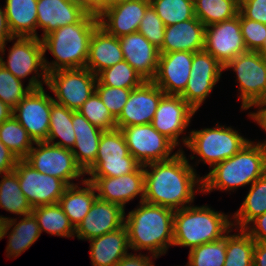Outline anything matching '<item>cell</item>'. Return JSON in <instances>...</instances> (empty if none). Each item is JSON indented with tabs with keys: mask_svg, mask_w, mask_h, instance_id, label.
<instances>
[{
	"mask_svg": "<svg viewBox=\"0 0 266 266\" xmlns=\"http://www.w3.org/2000/svg\"><path fill=\"white\" fill-rule=\"evenodd\" d=\"M182 150L165 161L151 162L144 166V200L174 211L193 202L195 184L202 187V178L189 165ZM150 167L151 170L145 169ZM186 205V206H185Z\"/></svg>",
	"mask_w": 266,
	"mask_h": 266,
	"instance_id": "cell-1",
	"label": "cell"
},
{
	"mask_svg": "<svg viewBox=\"0 0 266 266\" xmlns=\"http://www.w3.org/2000/svg\"><path fill=\"white\" fill-rule=\"evenodd\" d=\"M125 218L129 245L133 250L146 249L157 258L173 246L174 210L160 205L139 202Z\"/></svg>",
	"mask_w": 266,
	"mask_h": 266,
	"instance_id": "cell-2",
	"label": "cell"
},
{
	"mask_svg": "<svg viewBox=\"0 0 266 266\" xmlns=\"http://www.w3.org/2000/svg\"><path fill=\"white\" fill-rule=\"evenodd\" d=\"M98 26V16L90 11L80 22L60 27L42 38L44 54L48 49L56 58L52 63L44 58L47 74L60 69L85 68L90 38Z\"/></svg>",
	"mask_w": 266,
	"mask_h": 266,
	"instance_id": "cell-3",
	"label": "cell"
},
{
	"mask_svg": "<svg viewBox=\"0 0 266 266\" xmlns=\"http://www.w3.org/2000/svg\"><path fill=\"white\" fill-rule=\"evenodd\" d=\"M266 173V151L249 141L234 156L216 164L202 178L200 192L214 189L233 190L252 184Z\"/></svg>",
	"mask_w": 266,
	"mask_h": 266,
	"instance_id": "cell-4",
	"label": "cell"
},
{
	"mask_svg": "<svg viewBox=\"0 0 266 266\" xmlns=\"http://www.w3.org/2000/svg\"><path fill=\"white\" fill-rule=\"evenodd\" d=\"M228 215L207 206H187L176 210L173 216V246L190 250L207 242L219 240L233 225Z\"/></svg>",
	"mask_w": 266,
	"mask_h": 266,
	"instance_id": "cell-5",
	"label": "cell"
},
{
	"mask_svg": "<svg viewBox=\"0 0 266 266\" xmlns=\"http://www.w3.org/2000/svg\"><path fill=\"white\" fill-rule=\"evenodd\" d=\"M249 140L243 138L231 127L218 125L215 128H206L191 131L189 137H183V143L200 160L208 163L210 167L234 156Z\"/></svg>",
	"mask_w": 266,
	"mask_h": 266,
	"instance_id": "cell-6",
	"label": "cell"
},
{
	"mask_svg": "<svg viewBox=\"0 0 266 266\" xmlns=\"http://www.w3.org/2000/svg\"><path fill=\"white\" fill-rule=\"evenodd\" d=\"M141 164L129 153L120 129L103 131L95 163L85 172L92 177H119L134 172Z\"/></svg>",
	"mask_w": 266,
	"mask_h": 266,
	"instance_id": "cell-7",
	"label": "cell"
},
{
	"mask_svg": "<svg viewBox=\"0 0 266 266\" xmlns=\"http://www.w3.org/2000/svg\"><path fill=\"white\" fill-rule=\"evenodd\" d=\"M232 68L240 83L242 109L266 103V57L259 51H246L229 61L224 69Z\"/></svg>",
	"mask_w": 266,
	"mask_h": 266,
	"instance_id": "cell-8",
	"label": "cell"
},
{
	"mask_svg": "<svg viewBox=\"0 0 266 266\" xmlns=\"http://www.w3.org/2000/svg\"><path fill=\"white\" fill-rule=\"evenodd\" d=\"M97 76L87 68L60 69L48 73L46 85L54 92L58 104L77 111L93 94Z\"/></svg>",
	"mask_w": 266,
	"mask_h": 266,
	"instance_id": "cell-9",
	"label": "cell"
},
{
	"mask_svg": "<svg viewBox=\"0 0 266 266\" xmlns=\"http://www.w3.org/2000/svg\"><path fill=\"white\" fill-rule=\"evenodd\" d=\"M34 144L38 148L33 146L24 160L38 172L57 177L68 186L75 185L71 181L85 174L70 149L46 141Z\"/></svg>",
	"mask_w": 266,
	"mask_h": 266,
	"instance_id": "cell-10",
	"label": "cell"
},
{
	"mask_svg": "<svg viewBox=\"0 0 266 266\" xmlns=\"http://www.w3.org/2000/svg\"><path fill=\"white\" fill-rule=\"evenodd\" d=\"M129 153L141 164L165 161L173 158L170 156L176 147L168 138L159 133L153 125H130L120 129Z\"/></svg>",
	"mask_w": 266,
	"mask_h": 266,
	"instance_id": "cell-11",
	"label": "cell"
},
{
	"mask_svg": "<svg viewBox=\"0 0 266 266\" xmlns=\"http://www.w3.org/2000/svg\"><path fill=\"white\" fill-rule=\"evenodd\" d=\"M13 172L32 208L57 204L68 187L63 180L38 172L24 159L17 161Z\"/></svg>",
	"mask_w": 266,
	"mask_h": 266,
	"instance_id": "cell-12",
	"label": "cell"
},
{
	"mask_svg": "<svg viewBox=\"0 0 266 266\" xmlns=\"http://www.w3.org/2000/svg\"><path fill=\"white\" fill-rule=\"evenodd\" d=\"M43 88L31 89L12 114L34 142L47 141L49 132L51 105L54 101Z\"/></svg>",
	"mask_w": 266,
	"mask_h": 266,
	"instance_id": "cell-13",
	"label": "cell"
},
{
	"mask_svg": "<svg viewBox=\"0 0 266 266\" xmlns=\"http://www.w3.org/2000/svg\"><path fill=\"white\" fill-rule=\"evenodd\" d=\"M204 50L223 66L247 51L237 16L220 23L205 26Z\"/></svg>",
	"mask_w": 266,
	"mask_h": 266,
	"instance_id": "cell-14",
	"label": "cell"
},
{
	"mask_svg": "<svg viewBox=\"0 0 266 266\" xmlns=\"http://www.w3.org/2000/svg\"><path fill=\"white\" fill-rule=\"evenodd\" d=\"M17 40L9 50L8 60L5 62L0 55V64L16 78L22 80L33 71L37 78L47 83V71L44 65V50L40 38L16 37ZM38 69L42 70L41 74Z\"/></svg>",
	"mask_w": 266,
	"mask_h": 266,
	"instance_id": "cell-15",
	"label": "cell"
},
{
	"mask_svg": "<svg viewBox=\"0 0 266 266\" xmlns=\"http://www.w3.org/2000/svg\"><path fill=\"white\" fill-rule=\"evenodd\" d=\"M165 93L153 81H145L132 89L131 94L116 119V127L121 129L130 125H145L153 121L161 97Z\"/></svg>",
	"mask_w": 266,
	"mask_h": 266,
	"instance_id": "cell-16",
	"label": "cell"
},
{
	"mask_svg": "<svg viewBox=\"0 0 266 266\" xmlns=\"http://www.w3.org/2000/svg\"><path fill=\"white\" fill-rule=\"evenodd\" d=\"M195 112L180 95L164 94L151 124L177 146L179 135L188 127Z\"/></svg>",
	"mask_w": 266,
	"mask_h": 266,
	"instance_id": "cell-17",
	"label": "cell"
},
{
	"mask_svg": "<svg viewBox=\"0 0 266 266\" xmlns=\"http://www.w3.org/2000/svg\"><path fill=\"white\" fill-rule=\"evenodd\" d=\"M98 191L97 197L121 206L140 195L144 200V166L140 165L134 172L119 177H91L86 179Z\"/></svg>",
	"mask_w": 266,
	"mask_h": 266,
	"instance_id": "cell-18",
	"label": "cell"
},
{
	"mask_svg": "<svg viewBox=\"0 0 266 266\" xmlns=\"http://www.w3.org/2000/svg\"><path fill=\"white\" fill-rule=\"evenodd\" d=\"M125 210L100 198H96L91 209L75 228L78 239L90 240L124 226Z\"/></svg>",
	"mask_w": 266,
	"mask_h": 266,
	"instance_id": "cell-19",
	"label": "cell"
},
{
	"mask_svg": "<svg viewBox=\"0 0 266 266\" xmlns=\"http://www.w3.org/2000/svg\"><path fill=\"white\" fill-rule=\"evenodd\" d=\"M193 52L160 53L156 76L152 80L166 95H181L190 78Z\"/></svg>",
	"mask_w": 266,
	"mask_h": 266,
	"instance_id": "cell-20",
	"label": "cell"
},
{
	"mask_svg": "<svg viewBox=\"0 0 266 266\" xmlns=\"http://www.w3.org/2000/svg\"><path fill=\"white\" fill-rule=\"evenodd\" d=\"M89 8L77 0H38L37 28L43 29V37L60 27L80 22Z\"/></svg>",
	"mask_w": 266,
	"mask_h": 266,
	"instance_id": "cell-21",
	"label": "cell"
},
{
	"mask_svg": "<svg viewBox=\"0 0 266 266\" xmlns=\"http://www.w3.org/2000/svg\"><path fill=\"white\" fill-rule=\"evenodd\" d=\"M149 6V0H127L119 3L98 16L99 26L117 38L138 32L140 21Z\"/></svg>",
	"mask_w": 266,
	"mask_h": 266,
	"instance_id": "cell-22",
	"label": "cell"
},
{
	"mask_svg": "<svg viewBox=\"0 0 266 266\" xmlns=\"http://www.w3.org/2000/svg\"><path fill=\"white\" fill-rule=\"evenodd\" d=\"M126 60L145 81H152L156 76L159 49L149 42L141 33L134 32L119 38Z\"/></svg>",
	"mask_w": 266,
	"mask_h": 266,
	"instance_id": "cell-23",
	"label": "cell"
},
{
	"mask_svg": "<svg viewBox=\"0 0 266 266\" xmlns=\"http://www.w3.org/2000/svg\"><path fill=\"white\" fill-rule=\"evenodd\" d=\"M205 25L197 18L165 26L160 53L174 51L198 52L204 49Z\"/></svg>",
	"mask_w": 266,
	"mask_h": 266,
	"instance_id": "cell-24",
	"label": "cell"
},
{
	"mask_svg": "<svg viewBox=\"0 0 266 266\" xmlns=\"http://www.w3.org/2000/svg\"><path fill=\"white\" fill-rule=\"evenodd\" d=\"M124 60L119 38L98 26L89 42V56L85 68L96 76L106 68Z\"/></svg>",
	"mask_w": 266,
	"mask_h": 266,
	"instance_id": "cell-25",
	"label": "cell"
},
{
	"mask_svg": "<svg viewBox=\"0 0 266 266\" xmlns=\"http://www.w3.org/2000/svg\"><path fill=\"white\" fill-rule=\"evenodd\" d=\"M72 125L76 139L71 151L78 165L86 172L95 163L103 130L92 125L79 111L74 110Z\"/></svg>",
	"mask_w": 266,
	"mask_h": 266,
	"instance_id": "cell-26",
	"label": "cell"
},
{
	"mask_svg": "<svg viewBox=\"0 0 266 266\" xmlns=\"http://www.w3.org/2000/svg\"><path fill=\"white\" fill-rule=\"evenodd\" d=\"M90 257L93 266H115L126 256L129 238L126 226L89 240Z\"/></svg>",
	"mask_w": 266,
	"mask_h": 266,
	"instance_id": "cell-27",
	"label": "cell"
},
{
	"mask_svg": "<svg viewBox=\"0 0 266 266\" xmlns=\"http://www.w3.org/2000/svg\"><path fill=\"white\" fill-rule=\"evenodd\" d=\"M0 222L2 223L1 239L7 234L8 230L14 226L8 236L9 242L6 248L7 257L9 256V258L21 255V253L25 252V250L36 242L41 235L37 219L32 213L24 216L18 223H16V219H9L8 217L2 216H0Z\"/></svg>",
	"mask_w": 266,
	"mask_h": 266,
	"instance_id": "cell-28",
	"label": "cell"
},
{
	"mask_svg": "<svg viewBox=\"0 0 266 266\" xmlns=\"http://www.w3.org/2000/svg\"><path fill=\"white\" fill-rule=\"evenodd\" d=\"M38 0H6L5 13L7 24L13 37H38L37 29Z\"/></svg>",
	"mask_w": 266,
	"mask_h": 266,
	"instance_id": "cell-29",
	"label": "cell"
},
{
	"mask_svg": "<svg viewBox=\"0 0 266 266\" xmlns=\"http://www.w3.org/2000/svg\"><path fill=\"white\" fill-rule=\"evenodd\" d=\"M82 181L85 188L76 184L68 186L58 202L74 228L87 215L97 198L94 186L86 179Z\"/></svg>",
	"mask_w": 266,
	"mask_h": 266,
	"instance_id": "cell-30",
	"label": "cell"
},
{
	"mask_svg": "<svg viewBox=\"0 0 266 266\" xmlns=\"http://www.w3.org/2000/svg\"><path fill=\"white\" fill-rule=\"evenodd\" d=\"M73 110L55 101L51 105L50 124L47 141L56 146L72 150L75 145V132L72 125ZM61 138L55 142L56 138Z\"/></svg>",
	"mask_w": 266,
	"mask_h": 266,
	"instance_id": "cell-31",
	"label": "cell"
},
{
	"mask_svg": "<svg viewBox=\"0 0 266 266\" xmlns=\"http://www.w3.org/2000/svg\"><path fill=\"white\" fill-rule=\"evenodd\" d=\"M31 213L37 219L41 233L45 231L51 235L63 237L75 235V228L58 203L34 207Z\"/></svg>",
	"mask_w": 266,
	"mask_h": 266,
	"instance_id": "cell-32",
	"label": "cell"
},
{
	"mask_svg": "<svg viewBox=\"0 0 266 266\" xmlns=\"http://www.w3.org/2000/svg\"><path fill=\"white\" fill-rule=\"evenodd\" d=\"M266 212V173L251 184L249 193L234 218L240 229L251 224L256 217Z\"/></svg>",
	"mask_w": 266,
	"mask_h": 266,
	"instance_id": "cell-33",
	"label": "cell"
},
{
	"mask_svg": "<svg viewBox=\"0 0 266 266\" xmlns=\"http://www.w3.org/2000/svg\"><path fill=\"white\" fill-rule=\"evenodd\" d=\"M194 13L205 26L229 20L239 13V0H194Z\"/></svg>",
	"mask_w": 266,
	"mask_h": 266,
	"instance_id": "cell-34",
	"label": "cell"
},
{
	"mask_svg": "<svg viewBox=\"0 0 266 266\" xmlns=\"http://www.w3.org/2000/svg\"><path fill=\"white\" fill-rule=\"evenodd\" d=\"M0 207L20 216H27L33 210L14 172L4 174L0 181Z\"/></svg>",
	"mask_w": 266,
	"mask_h": 266,
	"instance_id": "cell-35",
	"label": "cell"
},
{
	"mask_svg": "<svg viewBox=\"0 0 266 266\" xmlns=\"http://www.w3.org/2000/svg\"><path fill=\"white\" fill-rule=\"evenodd\" d=\"M0 141L18 160L25 159L35 143L13 115L0 124Z\"/></svg>",
	"mask_w": 266,
	"mask_h": 266,
	"instance_id": "cell-36",
	"label": "cell"
},
{
	"mask_svg": "<svg viewBox=\"0 0 266 266\" xmlns=\"http://www.w3.org/2000/svg\"><path fill=\"white\" fill-rule=\"evenodd\" d=\"M226 233V257L224 266H253L255 241L244 230L239 234Z\"/></svg>",
	"mask_w": 266,
	"mask_h": 266,
	"instance_id": "cell-37",
	"label": "cell"
},
{
	"mask_svg": "<svg viewBox=\"0 0 266 266\" xmlns=\"http://www.w3.org/2000/svg\"><path fill=\"white\" fill-rule=\"evenodd\" d=\"M42 81L32 76L26 88L22 80L16 78L11 72L0 64V100L14 109L31 91L43 87Z\"/></svg>",
	"mask_w": 266,
	"mask_h": 266,
	"instance_id": "cell-38",
	"label": "cell"
},
{
	"mask_svg": "<svg viewBox=\"0 0 266 266\" xmlns=\"http://www.w3.org/2000/svg\"><path fill=\"white\" fill-rule=\"evenodd\" d=\"M97 80L106 86L135 89L141 86L144 78L126 61L106 68L97 75Z\"/></svg>",
	"mask_w": 266,
	"mask_h": 266,
	"instance_id": "cell-39",
	"label": "cell"
},
{
	"mask_svg": "<svg viewBox=\"0 0 266 266\" xmlns=\"http://www.w3.org/2000/svg\"><path fill=\"white\" fill-rule=\"evenodd\" d=\"M165 26L193 19L194 0H149Z\"/></svg>",
	"mask_w": 266,
	"mask_h": 266,
	"instance_id": "cell-40",
	"label": "cell"
},
{
	"mask_svg": "<svg viewBox=\"0 0 266 266\" xmlns=\"http://www.w3.org/2000/svg\"><path fill=\"white\" fill-rule=\"evenodd\" d=\"M225 257L226 235L189 250V262L186 266H224Z\"/></svg>",
	"mask_w": 266,
	"mask_h": 266,
	"instance_id": "cell-41",
	"label": "cell"
},
{
	"mask_svg": "<svg viewBox=\"0 0 266 266\" xmlns=\"http://www.w3.org/2000/svg\"><path fill=\"white\" fill-rule=\"evenodd\" d=\"M77 111L92 125L103 131L117 128L116 119L104 105L96 91L93 92Z\"/></svg>",
	"mask_w": 266,
	"mask_h": 266,
	"instance_id": "cell-42",
	"label": "cell"
},
{
	"mask_svg": "<svg viewBox=\"0 0 266 266\" xmlns=\"http://www.w3.org/2000/svg\"><path fill=\"white\" fill-rule=\"evenodd\" d=\"M219 79L220 76L190 75L187 86L180 96L197 111Z\"/></svg>",
	"mask_w": 266,
	"mask_h": 266,
	"instance_id": "cell-43",
	"label": "cell"
},
{
	"mask_svg": "<svg viewBox=\"0 0 266 266\" xmlns=\"http://www.w3.org/2000/svg\"><path fill=\"white\" fill-rule=\"evenodd\" d=\"M95 91L112 116L117 119L126 104L132 89L102 85L98 80Z\"/></svg>",
	"mask_w": 266,
	"mask_h": 266,
	"instance_id": "cell-44",
	"label": "cell"
},
{
	"mask_svg": "<svg viewBox=\"0 0 266 266\" xmlns=\"http://www.w3.org/2000/svg\"><path fill=\"white\" fill-rule=\"evenodd\" d=\"M138 32L158 49L161 48L164 40L165 25L151 5L147 8L143 19L140 21Z\"/></svg>",
	"mask_w": 266,
	"mask_h": 266,
	"instance_id": "cell-45",
	"label": "cell"
},
{
	"mask_svg": "<svg viewBox=\"0 0 266 266\" xmlns=\"http://www.w3.org/2000/svg\"><path fill=\"white\" fill-rule=\"evenodd\" d=\"M240 27L247 51H259L266 40V24L245 18L240 13Z\"/></svg>",
	"mask_w": 266,
	"mask_h": 266,
	"instance_id": "cell-46",
	"label": "cell"
},
{
	"mask_svg": "<svg viewBox=\"0 0 266 266\" xmlns=\"http://www.w3.org/2000/svg\"><path fill=\"white\" fill-rule=\"evenodd\" d=\"M224 66L204 49L193 54L190 75L221 76Z\"/></svg>",
	"mask_w": 266,
	"mask_h": 266,
	"instance_id": "cell-47",
	"label": "cell"
},
{
	"mask_svg": "<svg viewBox=\"0 0 266 266\" xmlns=\"http://www.w3.org/2000/svg\"><path fill=\"white\" fill-rule=\"evenodd\" d=\"M239 12L245 18L266 24V0H239Z\"/></svg>",
	"mask_w": 266,
	"mask_h": 266,
	"instance_id": "cell-48",
	"label": "cell"
},
{
	"mask_svg": "<svg viewBox=\"0 0 266 266\" xmlns=\"http://www.w3.org/2000/svg\"><path fill=\"white\" fill-rule=\"evenodd\" d=\"M254 226L251 228L249 225L244 230L251 236L255 242L266 243V212L253 219Z\"/></svg>",
	"mask_w": 266,
	"mask_h": 266,
	"instance_id": "cell-49",
	"label": "cell"
},
{
	"mask_svg": "<svg viewBox=\"0 0 266 266\" xmlns=\"http://www.w3.org/2000/svg\"><path fill=\"white\" fill-rule=\"evenodd\" d=\"M17 161L16 156L0 141V174L13 172Z\"/></svg>",
	"mask_w": 266,
	"mask_h": 266,
	"instance_id": "cell-50",
	"label": "cell"
},
{
	"mask_svg": "<svg viewBox=\"0 0 266 266\" xmlns=\"http://www.w3.org/2000/svg\"><path fill=\"white\" fill-rule=\"evenodd\" d=\"M115 266H154L149 256L127 254Z\"/></svg>",
	"mask_w": 266,
	"mask_h": 266,
	"instance_id": "cell-51",
	"label": "cell"
},
{
	"mask_svg": "<svg viewBox=\"0 0 266 266\" xmlns=\"http://www.w3.org/2000/svg\"><path fill=\"white\" fill-rule=\"evenodd\" d=\"M15 39L16 37H13L9 30L5 10H2L0 8V53H5L4 51L6 41Z\"/></svg>",
	"mask_w": 266,
	"mask_h": 266,
	"instance_id": "cell-52",
	"label": "cell"
},
{
	"mask_svg": "<svg viewBox=\"0 0 266 266\" xmlns=\"http://www.w3.org/2000/svg\"><path fill=\"white\" fill-rule=\"evenodd\" d=\"M259 107V110L256 113L249 114L265 131H266V103L254 104ZM258 146H261L266 151V141L263 143H257Z\"/></svg>",
	"mask_w": 266,
	"mask_h": 266,
	"instance_id": "cell-53",
	"label": "cell"
},
{
	"mask_svg": "<svg viewBox=\"0 0 266 266\" xmlns=\"http://www.w3.org/2000/svg\"><path fill=\"white\" fill-rule=\"evenodd\" d=\"M127 0H96L90 7L89 10L96 16H99L104 10L125 2Z\"/></svg>",
	"mask_w": 266,
	"mask_h": 266,
	"instance_id": "cell-54",
	"label": "cell"
},
{
	"mask_svg": "<svg viewBox=\"0 0 266 266\" xmlns=\"http://www.w3.org/2000/svg\"><path fill=\"white\" fill-rule=\"evenodd\" d=\"M253 266H266V243L255 242Z\"/></svg>",
	"mask_w": 266,
	"mask_h": 266,
	"instance_id": "cell-55",
	"label": "cell"
},
{
	"mask_svg": "<svg viewBox=\"0 0 266 266\" xmlns=\"http://www.w3.org/2000/svg\"><path fill=\"white\" fill-rule=\"evenodd\" d=\"M13 114V109L0 100V124L9 119Z\"/></svg>",
	"mask_w": 266,
	"mask_h": 266,
	"instance_id": "cell-56",
	"label": "cell"
},
{
	"mask_svg": "<svg viewBox=\"0 0 266 266\" xmlns=\"http://www.w3.org/2000/svg\"><path fill=\"white\" fill-rule=\"evenodd\" d=\"M84 3L88 8L96 1V0H78Z\"/></svg>",
	"mask_w": 266,
	"mask_h": 266,
	"instance_id": "cell-57",
	"label": "cell"
},
{
	"mask_svg": "<svg viewBox=\"0 0 266 266\" xmlns=\"http://www.w3.org/2000/svg\"><path fill=\"white\" fill-rule=\"evenodd\" d=\"M259 52L266 57V40L264 42L263 47L259 50Z\"/></svg>",
	"mask_w": 266,
	"mask_h": 266,
	"instance_id": "cell-58",
	"label": "cell"
},
{
	"mask_svg": "<svg viewBox=\"0 0 266 266\" xmlns=\"http://www.w3.org/2000/svg\"><path fill=\"white\" fill-rule=\"evenodd\" d=\"M1 226H2V223L0 222V240H1Z\"/></svg>",
	"mask_w": 266,
	"mask_h": 266,
	"instance_id": "cell-59",
	"label": "cell"
}]
</instances>
